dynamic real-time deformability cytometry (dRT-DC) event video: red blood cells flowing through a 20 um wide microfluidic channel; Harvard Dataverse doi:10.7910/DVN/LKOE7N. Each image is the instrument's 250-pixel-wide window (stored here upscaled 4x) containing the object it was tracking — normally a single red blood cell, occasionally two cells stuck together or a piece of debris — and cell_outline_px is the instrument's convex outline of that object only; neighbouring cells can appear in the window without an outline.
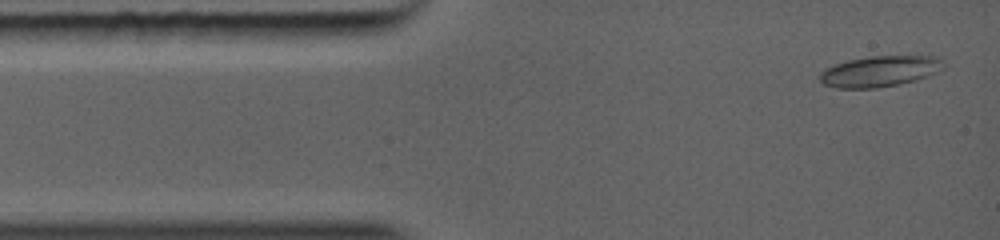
{"species": "common noctule bat (a hibernating species)", "species_latin": "Nyctalus noctula", "temperature_condition": "warm", "stored_images_in_passage": 27, "camera_frame_rate_fps": 5000, "um_per_image_px": 0.085, "animal": {"sex": "female", "body_mass_g": 19.0, "forearm_length_mm": 56.7}, "frame": {"image": 1, "passage_image": 1, "time_ms": 0.0, "image_size_px": [1000, 240], "cell_outline_px": [[944, 68], [936, 72], [912, 80], [896, 84], [876, 88], [836, 88], [824, 84], [820, 80], [820, 72], [836, 64], [848, 60], [868, 56], [932, 56], [940, 60], [944, 64]], "centroid_in_image_um": [74.73, 6.05], "position_along_channel_um": 10.3, "area_um2": 21.73}}
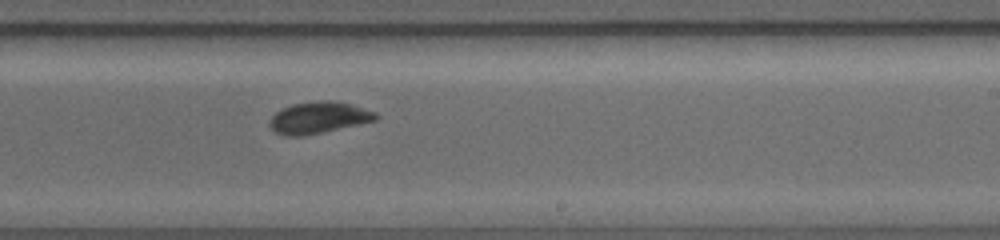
{"frame": {"image": 2, "passage_image": 14, "time_ms": 6.4, "image_size_px": [1000, 240], "cell_outline_px": [[380, 116], [376, 120], [304, 136], [284, 136], [276, 132], [268, 124], [268, 120], [276, 112], [292, 104], [316, 100], [332, 100], [352, 104], [376, 112]], "centroid_in_image_um": [27.08, 9.99], "position_along_channel_um": 261.9, "area_um2": 19.59}}
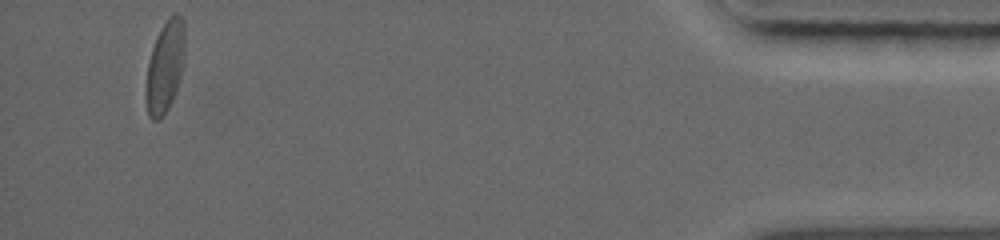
{"frame": {"image": 3, "passage_image": 27, "time_ms": 11.6, "image_size_px": [1000, 240], "cell_outline_px": [[184, 64], [172, 100], [168, 108], [156, 120], [152, 120], [148, 116], [144, 96], [144, 92], [148, 64], [152, 48], [156, 36], [160, 28], [176, 12], [184, 20]], "centroid_in_image_um": [14.01, 5.68], "position_along_channel_um": 421.2, "area_um2": 20.69}}